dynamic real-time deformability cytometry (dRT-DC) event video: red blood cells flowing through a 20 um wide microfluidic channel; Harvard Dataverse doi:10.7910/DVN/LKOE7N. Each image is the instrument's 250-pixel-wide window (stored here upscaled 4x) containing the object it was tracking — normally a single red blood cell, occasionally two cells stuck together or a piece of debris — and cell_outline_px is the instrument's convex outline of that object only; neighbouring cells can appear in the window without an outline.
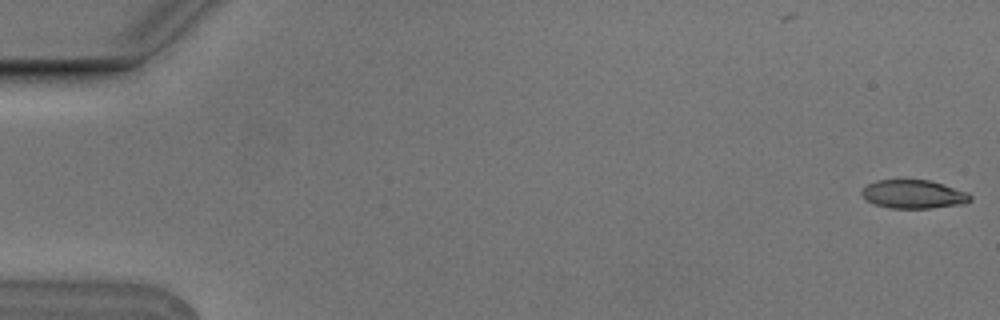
{"species": "Egyptian fruit bat (a non-hibernating species)", "species_latin": "Rousettus aegyptiacus", "temperature_condition": "cold", "stored_images_in_passage": 5, "camera_frame_rate_fps": 3000, "um_per_image_px": 0.085, "animal": {"sex": "male"}, "frame": {"image": 1, "passage_image": 1, "time_ms": 0.0, "image_size_px": [1000, 320], "cell_outline_px": [[972, 200], [964, 204], [932, 208], [888, 208], [876, 204], [868, 200], [860, 192], [868, 184], [876, 180], [928, 180], [968, 192], [972, 196]], "centroid_in_image_um": [77.69, 16.51], "position_along_channel_um": 7.3, "area_um2": 17.92}}
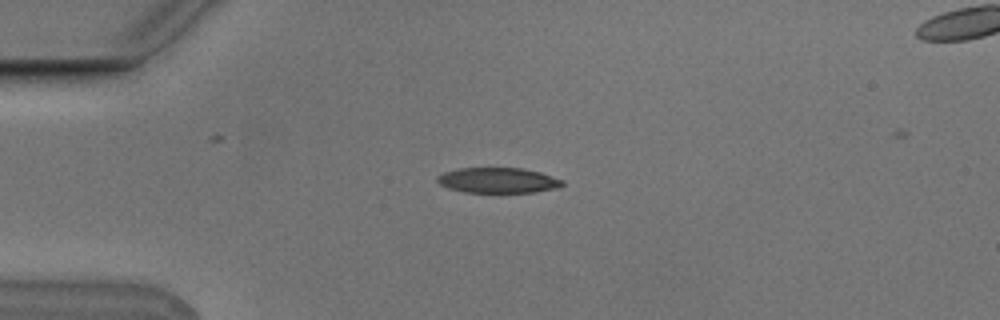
{"frame": {"image": 2, "passage_image": 4, "time_ms": 1.0, "image_size_px": [1000, 320], "cell_outline_px": [[564, 184], [556, 188], [536, 192], [464, 192], [448, 188], [440, 184], [436, 180], [436, 176], [444, 172], [456, 168], [524, 168], [540, 172], [564, 180]], "centroid_in_image_um": [42.32, 15.32], "position_along_channel_um": 42.7, "area_um2": 18.55}}